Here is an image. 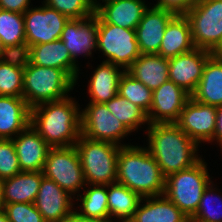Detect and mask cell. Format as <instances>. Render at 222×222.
Listing matches in <instances>:
<instances>
[{"label":"cell","instance_id":"1","mask_svg":"<svg viewBox=\"0 0 222 222\" xmlns=\"http://www.w3.org/2000/svg\"><path fill=\"white\" fill-rule=\"evenodd\" d=\"M81 108L72 97L30 109V125L51 148L74 146L81 135Z\"/></svg>","mask_w":222,"mask_h":222},{"label":"cell","instance_id":"2","mask_svg":"<svg viewBox=\"0 0 222 222\" xmlns=\"http://www.w3.org/2000/svg\"><path fill=\"white\" fill-rule=\"evenodd\" d=\"M147 129V150L165 178L190 168L201 159L196 153L198 144L175 123L149 124Z\"/></svg>","mask_w":222,"mask_h":222},{"label":"cell","instance_id":"3","mask_svg":"<svg viewBox=\"0 0 222 222\" xmlns=\"http://www.w3.org/2000/svg\"><path fill=\"white\" fill-rule=\"evenodd\" d=\"M141 198L164 194L165 177L147 147L121 146L117 158V180Z\"/></svg>","mask_w":222,"mask_h":222},{"label":"cell","instance_id":"4","mask_svg":"<svg viewBox=\"0 0 222 222\" xmlns=\"http://www.w3.org/2000/svg\"><path fill=\"white\" fill-rule=\"evenodd\" d=\"M76 82L62 69L29 65L23 74V98L32 108L68 97Z\"/></svg>","mask_w":222,"mask_h":222},{"label":"cell","instance_id":"5","mask_svg":"<svg viewBox=\"0 0 222 222\" xmlns=\"http://www.w3.org/2000/svg\"><path fill=\"white\" fill-rule=\"evenodd\" d=\"M75 147L87 187L89 184L108 185L116 182L120 145L94 141L80 135Z\"/></svg>","mask_w":222,"mask_h":222},{"label":"cell","instance_id":"6","mask_svg":"<svg viewBox=\"0 0 222 222\" xmlns=\"http://www.w3.org/2000/svg\"><path fill=\"white\" fill-rule=\"evenodd\" d=\"M210 182L207 164L201 158L190 168L168 175L164 195L186 216H193Z\"/></svg>","mask_w":222,"mask_h":222},{"label":"cell","instance_id":"7","mask_svg":"<svg viewBox=\"0 0 222 222\" xmlns=\"http://www.w3.org/2000/svg\"><path fill=\"white\" fill-rule=\"evenodd\" d=\"M185 15L194 47L214 53L222 44V0H197Z\"/></svg>","mask_w":222,"mask_h":222},{"label":"cell","instance_id":"8","mask_svg":"<svg viewBox=\"0 0 222 222\" xmlns=\"http://www.w3.org/2000/svg\"><path fill=\"white\" fill-rule=\"evenodd\" d=\"M97 48L101 51L107 62L127 70L141 55L136 30L126 29L114 24L105 23L97 15Z\"/></svg>","mask_w":222,"mask_h":222},{"label":"cell","instance_id":"9","mask_svg":"<svg viewBox=\"0 0 222 222\" xmlns=\"http://www.w3.org/2000/svg\"><path fill=\"white\" fill-rule=\"evenodd\" d=\"M42 173L43 176L53 180L70 195H75L80 191L79 189H84L86 185L75 145L50 148Z\"/></svg>","mask_w":222,"mask_h":222},{"label":"cell","instance_id":"10","mask_svg":"<svg viewBox=\"0 0 222 222\" xmlns=\"http://www.w3.org/2000/svg\"><path fill=\"white\" fill-rule=\"evenodd\" d=\"M131 131L117 119L104 103L89 102L81 111V135L94 141H107L120 146Z\"/></svg>","mask_w":222,"mask_h":222},{"label":"cell","instance_id":"11","mask_svg":"<svg viewBox=\"0 0 222 222\" xmlns=\"http://www.w3.org/2000/svg\"><path fill=\"white\" fill-rule=\"evenodd\" d=\"M23 16L26 43L29 46L60 39L64 25L69 20L45 3L42 7L28 8Z\"/></svg>","mask_w":222,"mask_h":222},{"label":"cell","instance_id":"12","mask_svg":"<svg viewBox=\"0 0 222 222\" xmlns=\"http://www.w3.org/2000/svg\"><path fill=\"white\" fill-rule=\"evenodd\" d=\"M217 107L195 101L191 96L175 123L198 145L214 141Z\"/></svg>","mask_w":222,"mask_h":222},{"label":"cell","instance_id":"13","mask_svg":"<svg viewBox=\"0 0 222 222\" xmlns=\"http://www.w3.org/2000/svg\"><path fill=\"white\" fill-rule=\"evenodd\" d=\"M190 95L173 81H166L152 92L149 124L176 123Z\"/></svg>","mask_w":222,"mask_h":222},{"label":"cell","instance_id":"14","mask_svg":"<svg viewBox=\"0 0 222 222\" xmlns=\"http://www.w3.org/2000/svg\"><path fill=\"white\" fill-rule=\"evenodd\" d=\"M212 52L194 48L191 51L169 59V80L181 87L190 96L201 80L207 60Z\"/></svg>","mask_w":222,"mask_h":222},{"label":"cell","instance_id":"15","mask_svg":"<svg viewBox=\"0 0 222 222\" xmlns=\"http://www.w3.org/2000/svg\"><path fill=\"white\" fill-rule=\"evenodd\" d=\"M97 14L89 18L69 19L64 25L60 39L69 50L73 62L81 54L90 56L97 48Z\"/></svg>","mask_w":222,"mask_h":222},{"label":"cell","instance_id":"16","mask_svg":"<svg viewBox=\"0 0 222 222\" xmlns=\"http://www.w3.org/2000/svg\"><path fill=\"white\" fill-rule=\"evenodd\" d=\"M72 196L53 180L42 177L34 205L46 222H60L73 211Z\"/></svg>","mask_w":222,"mask_h":222},{"label":"cell","instance_id":"17","mask_svg":"<svg viewBox=\"0 0 222 222\" xmlns=\"http://www.w3.org/2000/svg\"><path fill=\"white\" fill-rule=\"evenodd\" d=\"M174 16V13L155 6L146 10L136 27L141 54H158L165 28Z\"/></svg>","mask_w":222,"mask_h":222},{"label":"cell","instance_id":"18","mask_svg":"<svg viewBox=\"0 0 222 222\" xmlns=\"http://www.w3.org/2000/svg\"><path fill=\"white\" fill-rule=\"evenodd\" d=\"M21 172L43 170L50 146L29 125L24 131L12 138Z\"/></svg>","mask_w":222,"mask_h":222},{"label":"cell","instance_id":"19","mask_svg":"<svg viewBox=\"0 0 222 222\" xmlns=\"http://www.w3.org/2000/svg\"><path fill=\"white\" fill-rule=\"evenodd\" d=\"M95 13L105 22L136 30L148 9L143 0H109L103 5L93 0Z\"/></svg>","mask_w":222,"mask_h":222},{"label":"cell","instance_id":"20","mask_svg":"<svg viewBox=\"0 0 222 222\" xmlns=\"http://www.w3.org/2000/svg\"><path fill=\"white\" fill-rule=\"evenodd\" d=\"M30 63L44 67L64 70L75 82L78 80L79 67L75 64L61 39L30 46Z\"/></svg>","mask_w":222,"mask_h":222},{"label":"cell","instance_id":"21","mask_svg":"<svg viewBox=\"0 0 222 222\" xmlns=\"http://www.w3.org/2000/svg\"><path fill=\"white\" fill-rule=\"evenodd\" d=\"M30 109L23 97L0 96V139L24 131L30 125Z\"/></svg>","mask_w":222,"mask_h":222},{"label":"cell","instance_id":"22","mask_svg":"<svg viewBox=\"0 0 222 222\" xmlns=\"http://www.w3.org/2000/svg\"><path fill=\"white\" fill-rule=\"evenodd\" d=\"M186 15H175L167 24L158 55L170 59L194 49Z\"/></svg>","mask_w":222,"mask_h":222},{"label":"cell","instance_id":"23","mask_svg":"<svg viewBox=\"0 0 222 222\" xmlns=\"http://www.w3.org/2000/svg\"><path fill=\"white\" fill-rule=\"evenodd\" d=\"M162 197V198H161ZM143 200H146L145 204ZM187 216L164 194L141 198L133 222H185Z\"/></svg>","mask_w":222,"mask_h":222},{"label":"cell","instance_id":"24","mask_svg":"<svg viewBox=\"0 0 222 222\" xmlns=\"http://www.w3.org/2000/svg\"><path fill=\"white\" fill-rule=\"evenodd\" d=\"M168 69L169 59L158 54H141L126 71L154 91L169 80Z\"/></svg>","mask_w":222,"mask_h":222},{"label":"cell","instance_id":"25","mask_svg":"<svg viewBox=\"0 0 222 222\" xmlns=\"http://www.w3.org/2000/svg\"><path fill=\"white\" fill-rule=\"evenodd\" d=\"M191 97L203 104L222 105V58L213 54L207 60L201 80Z\"/></svg>","mask_w":222,"mask_h":222},{"label":"cell","instance_id":"26","mask_svg":"<svg viewBox=\"0 0 222 222\" xmlns=\"http://www.w3.org/2000/svg\"><path fill=\"white\" fill-rule=\"evenodd\" d=\"M120 66L103 61L93 72L88 93L90 102L105 103L118 94L119 80L125 70Z\"/></svg>","mask_w":222,"mask_h":222},{"label":"cell","instance_id":"27","mask_svg":"<svg viewBox=\"0 0 222 222\" xmlns=\"http://www.w3.org/2000/svg\"><path fill=\"white\" fill-rule=\"evenodd\" d=\"M43 173L20 172L13 177L3 180L4 202L9 203H34Z\"/></svg>","mask_w":222,"mask_h":222},{"label":"cell","instance_id":"28","mask_svg":"<svg viewBox=\"0 0 222 222\" xmlns=\"http://www.w3.org/2000/svg\"><path fill=\"white\" fill-rule=\"evenodd\" d=\"M109 222L111 217L121 220H131L141 200V197L125 185L118 182L107 185Z\"/></svg>","mask_w":222,"mask_h":222},{"label":"cell","instance_id":"29","mask_svg":"<svg viewBox=\"0 0 222 222\" xmlns=\"http://www.w3.org/2000/svg\"><path fill=\"white\" fill-rule=\"evenodd\" d=\"M88 189H84L82 195L77 194V200L82 203L80 205L81 212H77L81 217L98 220L100 222H109V208L107 185H89ZM80 196V199L78 198Z\"/></svg>","mask_w":222,"mask_h":222},{"label":"cell","instance_id":"30","mask_svg":"<svg viewBox=\"0 0 222 222\" xmlns=\"http://www.w3.org/2000/svg\"><path fill=\"white\" fill-rule=\"evenodd\" d=\"M108 110L131 131L138 130L140 125L148 123L147 114L128 99L119 94L104 103ZM144 123V124H143Z\"/></svg>","mask_w":222,"mask_h":222},{"label":"cell","instance_id":"31","mask_svg":"<svg viewBox=\"0 0 222 222\" xmlns=\"http://www.w3.org/2000/svg\"><path fill=\"white\" fill-rule=\"evenodd\" d=\"M152 92V90H150L139 80L135 79L127 71H124V73L121 75L119 80L118 94L140 107L146 114L151 108Z\"/></svg>","mask_w":222,"mask_h":222},{"label":"cell","instance_id":"32","mask_svg":"<svg viewBox=\"0 0 222 222\" xmlns=\"http://www.w3.org/2000/svg\"><path fill=\"white\" fill-rule=\"evenodd\" d=\"M0 38L3 46L25 43L24 16L22 13L0 9Z\"/></svg>","mask_w":222,"mask_h":222},{"label":"cell","instance_id":"33","mask_svg":"<svg viewBox=\"0 0 222 222\" xmlns=\"http://www.w3.org/2000/svg\"><path fill=\"white\" fill-rule=\"evenodd\" d=\"M44 3L68 19L89 18L95 15L93 0H44Z\"/></svg>","mask_w":222,"mask_h":222},{"label":"cell","instance_id":"34","mask_svg":"<svg viewBox=\"0 0 222 222\" xmlns=\"http://www.w3.org/2000/svg\"><path fill=\"white\" fill-rule=\"evenodd\" d=\"M24 69L0 60V96L23 97Z\"/></svg>","mask_w":222,"mask_h":222},{"label":"cell","instance_id":"35","mask_svg":"<svg viewBox=\"0 0 222 222\" xmlns=\"http://www.w3.org/2000/svg\"><path fill=\"white\" fill-rule=\"evenodd\" d=\"M213 185L214 184L211 181L210 184L206 187V189L204 190L202 194L199 207L196 213L193 215V217L203 222H222V213H221L222 211L220 212L218 210L220 206L222 207V205H219L220 203H222V196L221 195L219 196V194L218 196H215L217 195V193L215 192L214 194V191L217 189L216 188L213 189ZM218 201H220V203H218ZM212 203H214L215 205L214 204L211 205ZM212 207H215V208H212Z\"/></svg>","mask_w":222,"mask_h":222},{"label":"cell","instance_id":"36","mask_svg":"<svg viewBox=\"0 0 222 222\" xmlns=\"http://www.w3.org/2000/svg\"><path fill=\"white\" fill-rule=\"evenodd\" d=\"M19 160L12 139H0V179L20 173Z\"/></svg>","mask_w":222,"mask_h":222},{"label":"cell","instance_id":"37","mask_svg":"<svg viewBox=\"0 0 222 222\" xmlns=\"http://www.w3.org/2000/svg\"><path fill=\"white\" fill-rule=\"evenodd\" d=\"M3 211L10 222H46L34 203H9Z\"/></svg>","mask_w":222,"mask_h":222},{"label":"cell","instance_id":"38","mask_svg":"<svg viewBox=\"0 0 222 222\" xmlns=\"http://www.w3.org/2000/svg\"><path fill=\"white\" fill-rule=\"evenodd\" d=\"M0 60L10 66L25 69L30 63V46L26 42L4 46Z\"/></svg>","mask_w":222,"mask_h":222},{"label":"cell","instance_id":"39","mask_svg":"<svg viewBox=\"0 0 222 222\" xmlns=\"http://www.w3.org/2000/svg\"><path fill=\"white\" fill-rule=\"evenodd\" d=\"M196 2L197 0H158L154 6L175 15H185Z\"/></svg>","mask_w":222,"mask_h":222},{"label":"cell","instance_id":"40","mask_svg":"<svg viewBox=\"0 0 222 222\" xmlns=\"http://www.w3.org/2000/svg\"><path fill=\"white\" fill-rule=\"evenodd\" d=\"M30 5V0H0V9L15 13H24Z\"/></svg>","mask_w":222,"mask_h":222},{"label":"cell","instance_id":"41","mask_svg":"<svg viewBox=\"0 0 222 222\" xmlns=\"http://www.w3.org/2000/svg\"><path fill=\"white\" fill-rule=\"evenodd\" d=\"M215 140L219 143V146L222 149V105L217 107L214 141Z\"/></svg>","mask_w":222,"mask_h":222},{"label":"cell","instance_id":"42","mask_svg":"<svg viewBox=\"0 0 222 222\" xmlns=\"http://www.w3.org/2000/svg\"><path fill=\"white\" fill-rule=\"evenodd\" d=\"M60 222H100V221L81 217L77 213V210L76 211L74 210L69 216H67Z\"/></svg>","mask_w":222,"mask_h":222},{"label":"cell","instance_id":"43","mask_svg":"<svg viewBox=\"0 0 222 222\" xmlns=\"http://www.w3.org/2000/svg\"><path fill=\"white\" fill-rule=\"evenodd\" d=\"M4 189H3V179H0V211L4 209Z\"/></svg>","mask_w":222,"mask_h":222},{"label":"cell","instance_id":"44","mask_svg":"<svg viewBox=\"0 0 222 222\" xmlns=\"http://www.w3.org/2000/svg\"><path fill=\"white\" fill-rule=\"evenodd\" d=\"M0 222H10L3 210L0 211Z\"/></svg>","mask_w":222,"mask_h":222},{"label":"cell","instance_id":"45","mask_svg":"<svg viewBox=\"0 0 222 222\" xmlns=\"http://www.w3.org/2000/svg\"><path fill=\"white\" fill-rule=\"evenodd\" d=\"M213 54L219 58H222V44L219 46V48Z\"/></svg>","mask_w":222,"mask_h":222},{"label":"cell","instance_id":"46","mask_svg":"<svg viewBox=\"0 0 222 222\" xmlns=\"http://www.w3.org/2000/svg\"><path fill=\"white\" fill-rule=\"evenodd\" d=\"M185 222H203V221L198 220V219H196V218L193 217V216H187Z\"/></svg>","mask_w":222,"mask_h":222},{"label":"cell","instance_id":"47","mask_svg":"<svg viewBox=\"0 0 222 222\" xmlns=\"http://www.w3.org/2000/svg\"><path fill=\"white\" fill-rule=\"evenodd\" d=\"M3 47L4 46H3L1 38H0V59H1L2 51H3Z\"/></svg>","mask_w":222,"mask_h":222}]
</instances>
